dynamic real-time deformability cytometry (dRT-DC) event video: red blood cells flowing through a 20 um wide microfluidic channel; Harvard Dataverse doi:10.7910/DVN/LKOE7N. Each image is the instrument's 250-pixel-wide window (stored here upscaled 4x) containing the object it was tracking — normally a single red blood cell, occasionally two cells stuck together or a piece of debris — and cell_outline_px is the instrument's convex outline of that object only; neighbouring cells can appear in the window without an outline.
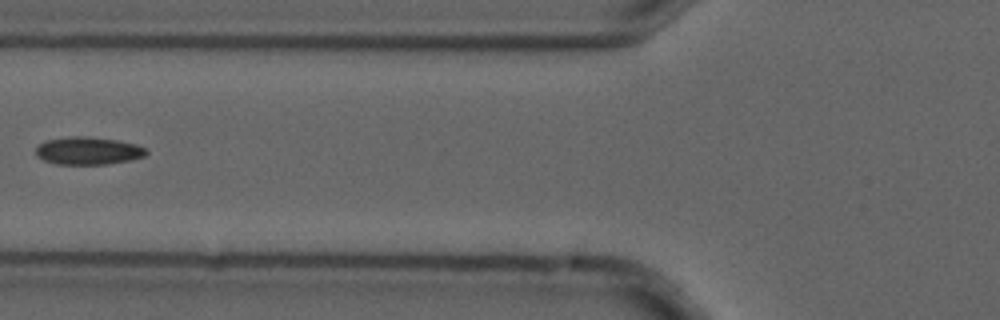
{"species": "common noctule bat (a hibernating species)", "species_latin": "Nyctalus noctula", "temperature_condition": "cold", "stored_images_in_passage": 3, "camera_frame_rate_fps": 3000, "um_per_image_px": 0.085, "animal": {"sex": "male", "forearm_length_mm": 52.5}, "frame": {"image": 1, "passage_image": 2, "time_ms": 0.333, "image_size_px": [1000, 320], "cell_outline_px": [[148, 152], [144, 156], [128, 160], [108, 164], [56, 164], [44, 160], [36, 156], [36, 148], [44, 140], [72, 136], [88, 136], [116, 140], [136, 144], [144, 148]], "centroid_in_image_um": [7.46, 12.81], "position_along_channel_um": 118.3, "area_um2": 17.74}}
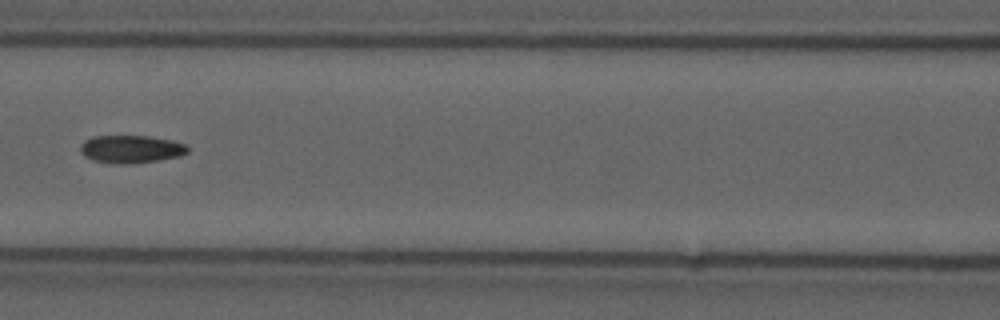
{"frame": {"image": 2, "passage_image": 3, "time_ms": 0.667, "image_size_px": [1000, 320], "cell_outline_px": [[188, 152], [180, 156], [132, 164], [112, 164], [92, 160], [84, 156], [80, 152], [80, 148], [84, 140], [92, 136], [148, 136], [172, 140], [184, 144], [188, 148]], "centroid_in_image_um": [11.1, 12.68], "position_along_channel_um": 155.5, "area_um2": 17.46}}